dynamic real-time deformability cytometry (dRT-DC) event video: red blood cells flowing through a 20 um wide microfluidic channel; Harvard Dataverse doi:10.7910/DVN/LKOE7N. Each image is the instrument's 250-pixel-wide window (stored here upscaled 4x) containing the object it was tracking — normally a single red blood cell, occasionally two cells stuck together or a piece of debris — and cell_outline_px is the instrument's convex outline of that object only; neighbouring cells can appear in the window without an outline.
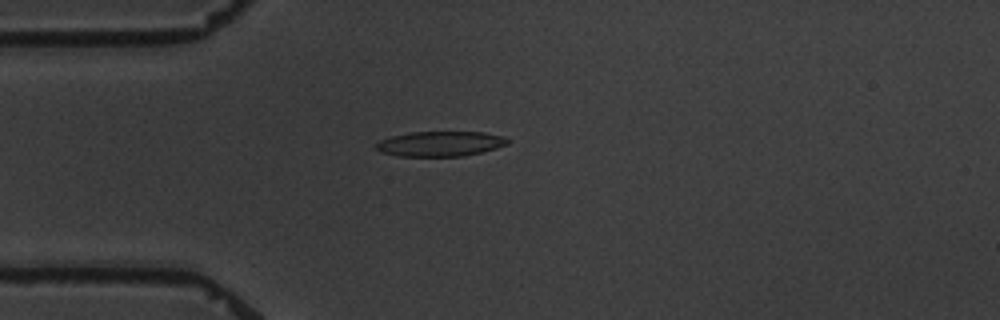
{"species": "common noctule bat (a hibernating species)", "species_latin": "Nyctalus noctula", "temperature_condition": "warm", "stored_images_in_passage": 3, "camera_frame_rate_fps": 3000, "um_per_image_px": 0.085, "animal": {"sex": "male", "body_mass_g": 19.5, "forearm_length_mm": 54.6}, "frame": {"image": 1, "passage_image": 3, "time_ms": 3.0, "image_size_px": [1000, 320], "cell_outline_px": [[508, 144], [496, 148], [464, 156], [400, 156], [380, 152], [376, 148], [376, 144], [380, 140], [392, 136], [408, 132], [484, 132], [504, 136], [508, 140]], "centroid_in_image_um": [37.42, 12.22], "position_along_channel_um": 47.6, "area_um2": 19.13}}